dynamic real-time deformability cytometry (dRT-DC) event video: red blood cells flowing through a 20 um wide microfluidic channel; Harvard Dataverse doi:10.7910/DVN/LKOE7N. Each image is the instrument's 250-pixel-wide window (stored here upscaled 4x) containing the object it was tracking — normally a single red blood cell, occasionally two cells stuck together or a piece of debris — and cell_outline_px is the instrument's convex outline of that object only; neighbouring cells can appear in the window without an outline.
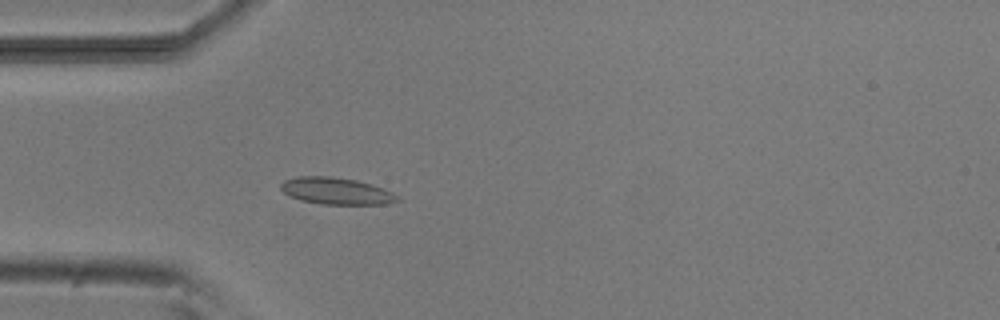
{"species": "common noctule bat (a hibernating species)", "species_latin": "Nyctalus noctula", "temperature_condition": "room temperature", "stored_images_in_passage": 4, "camera_frame_rate_fps": 3000, "um_per_image_px": 0.085, "animal": {"sex": "male", "body_mass_g": 20.5, "forearm_length_mm": 52.5}, "frame": {"image": 1, "passage_image": 4, "time_ms": 4.333, "image_size_px": [1000, 320], "cell_outline_px": [[400, 200], [384, 204], [320, 204], [300, 200], [288, 196], [280, 188], [280, 184], [284, 180], [296, 176], [332, 176], [356, 180], [372, 184], [392, 192], [400, 196]], "centroid_in_image_um": [28.56, 16.23], "position_along_channel_um": 56.4, "area_um2": 18.38}}